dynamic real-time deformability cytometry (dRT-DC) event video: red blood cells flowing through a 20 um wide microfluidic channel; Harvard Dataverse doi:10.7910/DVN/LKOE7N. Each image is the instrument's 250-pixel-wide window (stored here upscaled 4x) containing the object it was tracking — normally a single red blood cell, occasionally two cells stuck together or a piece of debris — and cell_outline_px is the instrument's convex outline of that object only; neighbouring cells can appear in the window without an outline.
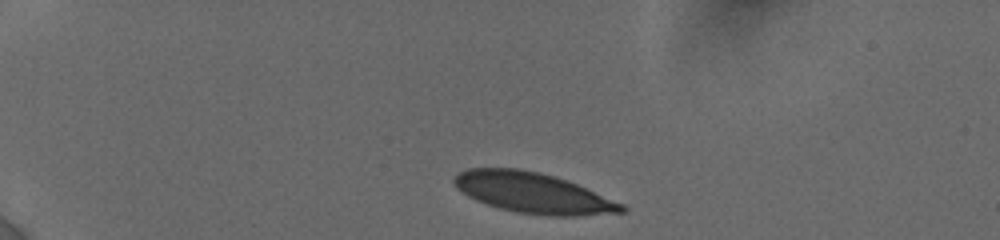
{"species": "human", "species_latin": "Homo sapiens", "temperature_condition": "cold", "stored_images_in_passage": 26, "camera_frame_rate_fps": 3000, "um_per_image_px": 0.085, "donor": {"sex": "female"}, "frame": {"image": 1, "passage_image": 1, "time_ms": 0.0, "image_size_px": [1000, 240], "cell_outline_px": [[628, 212], [576, 216], [552, 216], [516, 212], [500, 208], [476, 200], [468, 196], [456, 188], [452, 180], [460, 172], [468, 168], [520, 168], [540, 172], [576, 184], [624, 204], [628, 208]], "centroid_in_image_um": [45.32, 16.4], "position_along_channel_um": 39.7, "area_um2": 39.36}}
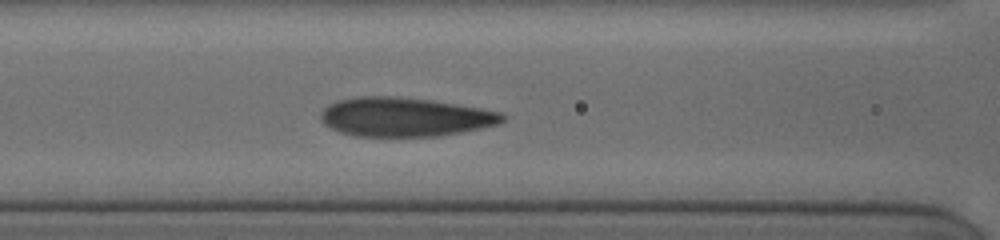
{"frame": {"image": 2, "passage_image": 15, "time_ms": 4.333, "image_size_px": [1000, 240], "cell_outline_px": [[508, 116], [500, 124], [460, 132], [436, 136], [352, 136], [340, 132], [324, 124], [320, 120], [320, 112], [328, 104], [340, 100], [360, 96], [396, 96], [428, 100], [456, 104], [480, 108], [500, 112]], "centroid_in_image_um": [34.39, 9.94], "position_along_channel_um": 132.2, "area_um2": 41.27}}
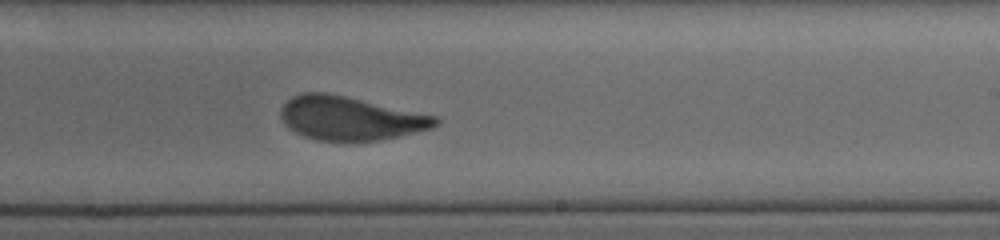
{"frame": {"image": 3, "passage_image": 26, "time_ms": 7.667, "image_size_px": [1000, 240], "cell_outline_px": [[440, 124], [432, 128], [400, 136], [380, 140], [316, 140], [304, 136], [288, 128], [284, 124], [280, 116], [280, 108], [292, 96], [304, 92], [328, 92], [440, 116]], "centroid_in_image_um": [29.8, 10.03], "position_along_channel_um": 259.2, "area_um2": 39.71}}